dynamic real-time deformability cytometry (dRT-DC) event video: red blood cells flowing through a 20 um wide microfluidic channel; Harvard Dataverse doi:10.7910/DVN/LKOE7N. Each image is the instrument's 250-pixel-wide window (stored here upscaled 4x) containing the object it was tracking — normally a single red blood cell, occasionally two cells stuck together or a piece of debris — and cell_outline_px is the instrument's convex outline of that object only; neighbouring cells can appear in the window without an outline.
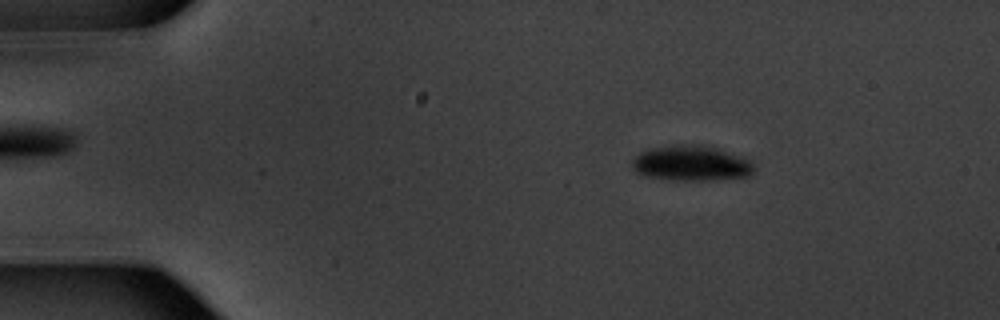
{"species": "common noctule bat (a hibernating species)", "species_latin": "Nyctalus noctula", "temperature_condition": "warm", "stored_images_in_passage": 53, "camera_frame_rate_fps": 3000, "um_per_image_px": 0.085, "animal": {"sex": "male", "body_mass_g": 20.1, "forearm_length_mm": 53.5}, "frame": {"image": 1, "passage_image": 8, "time_ms": 2.333, "image_size_px": [1000, 320], "cell_outline_px": [[752, 172], [748, 176], [712, 180], [672, 180], [644, 176], [636, 172], [632, 168], [632, 160], [640, 152], [652, 148], [680, 144], [692, 144], [720, 148], [752, 160]], "centroid_in_image_um": [58.74, 13.88], "position_along_channel_um": 26.3, "area_um2": 25.14}}
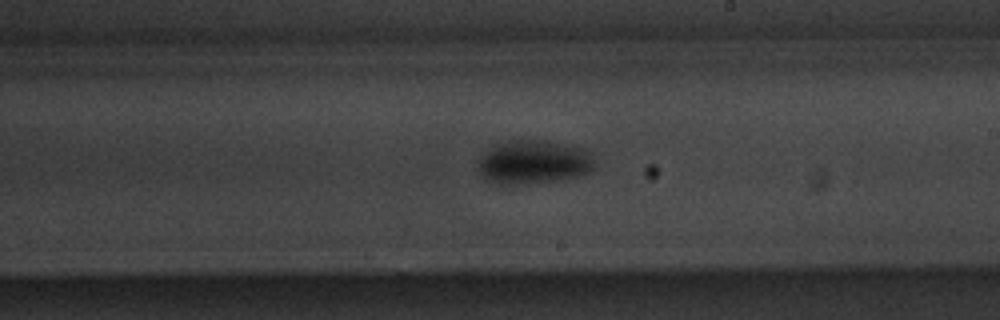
{"frame": {"image": 2, "passage_image": 31, "time_ms": 10.0, "image_size_px": [1000, 320], "cell_outline_px": [[596, 164], [584, 176], [560, 180], [508, 184], [492, 180], [484, 176], [480, 172], [480, 160], [488, 152], [496, 148], [520, 140], [548, 140], [584, 148], [592, 152]], "centroid_in_image_um": [45.57, 13.78], "position_along_channel_um": 243.4, "area_um2": 28.67}}
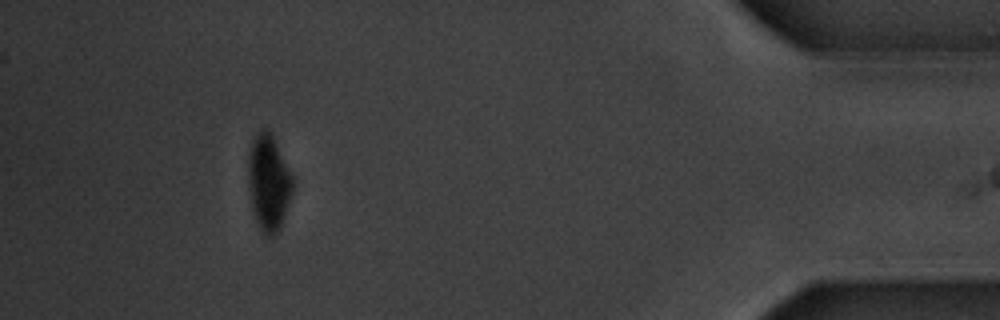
{"frame": {"image": 3, "passage_image": 49, "time_ms": 16.0, "image_size_px": [1000, 320], "cell_outline_px": [[292, 192], [280, 228], [272, 236], [268, 236], [260, 228], [256, 220], [252, 208], [248, 188], [248, 152], [252, 140], [260, 128], [268, 128], [292, 176]], "centroid_in_image_um": [22.79, 15.49], "position_along_channel_um": 412.4, "area_um2": 24.51}, "authors_computed_cell_mechanics": {"area_um2": 25.5476, "velocity_mm_per_s": 3.7547, "shape_relaxation_time_tau1_ms": 1.9211, "shape_relaxation_time_tau2_ms": null, "deformation_change_tau1": 0.1266, "deformation_change_tau2": null}}